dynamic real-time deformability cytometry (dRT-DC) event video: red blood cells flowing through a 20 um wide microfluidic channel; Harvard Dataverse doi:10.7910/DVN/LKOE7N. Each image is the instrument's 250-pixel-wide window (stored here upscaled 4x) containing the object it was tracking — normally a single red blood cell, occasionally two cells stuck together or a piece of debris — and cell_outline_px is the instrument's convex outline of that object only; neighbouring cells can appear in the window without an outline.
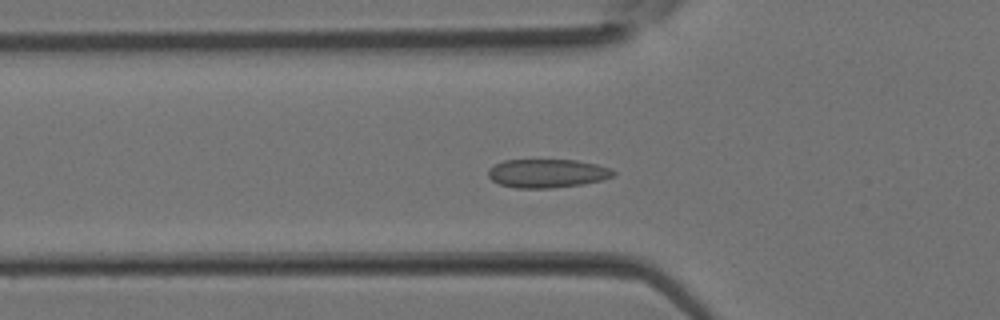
{"species": "Egyptian fruit bat (a non-hibernating species)", "species_latin": "Rousettus aegyptiacus", "temperature_condition": "room temperature", "stored_images_in_passage": 38, "segment_of_instrument_passage": [1, 2], "camera_frame_rate_fps": 3000, "um_per_image_px": 0.085, "animal": {"sex": "female"}, "frame": {"image": 1, "passage_image": 13, "time_ms": 4.0, "image_size_px": [1000, 320], "cell_outline_px": [[616, 172], [612, 176], [600, 180], [584, 184], [552, 188], [516, 188], [500, 184], [492, 180], [488, 176], [488, 168], [504, 160], [576, 160], [596, 164], [612, 168]], "centroid_in_image_um": [46.51, 14.73], "position_along_channel_um": 79.3, "area_um2": 20.87}}
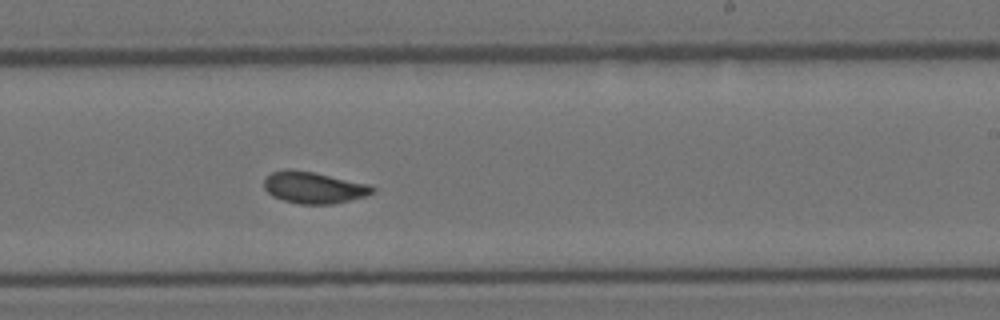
{"frame": {"image": 2, "passage_image": 23, "time_ms": 7.333, "image_size_px": [1000, 320], "cell_outline_px": [[376, 192], [364, 196], [332, 204], [300, 204], [284, 200], [272, 196], [264, 188], [264, 180], [272, 172], [284, 168], [288, 168], [312, 172], [368, 184], [376, 188]], "centroid_in_image_um": [26.65, 15.94], "position_along_channel_um": 262.4, "area_um2": 19.83}}
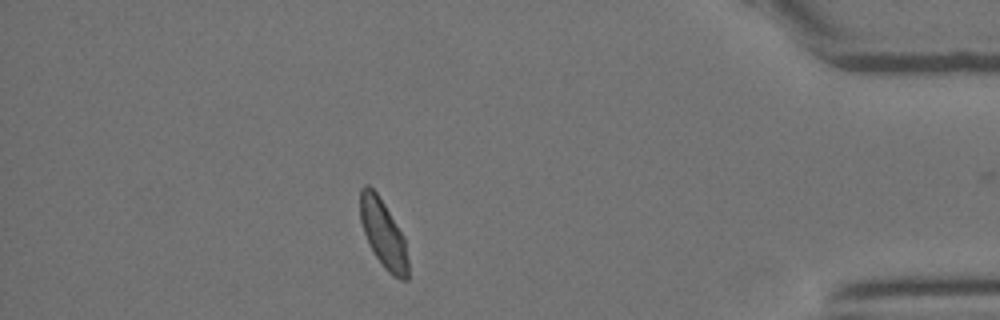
{"frame": {"image": 3, "passage_image": 33, "time_ms": 10.667, "image_size_px": [1000, 320], "cell_outline_px": [[408, 280], [400, 280], [392, 276], [384, 268], [376, 256], [364, 232], [360, 220], [360, 188], [364, 184], [368, 184], [376, 192], [384, 204], [404, 236], [408, 260]], "centroid_in_image_um": [32.59, 19.88], "position_along_channel_um": 402.6, "area_um2": 18.84}}